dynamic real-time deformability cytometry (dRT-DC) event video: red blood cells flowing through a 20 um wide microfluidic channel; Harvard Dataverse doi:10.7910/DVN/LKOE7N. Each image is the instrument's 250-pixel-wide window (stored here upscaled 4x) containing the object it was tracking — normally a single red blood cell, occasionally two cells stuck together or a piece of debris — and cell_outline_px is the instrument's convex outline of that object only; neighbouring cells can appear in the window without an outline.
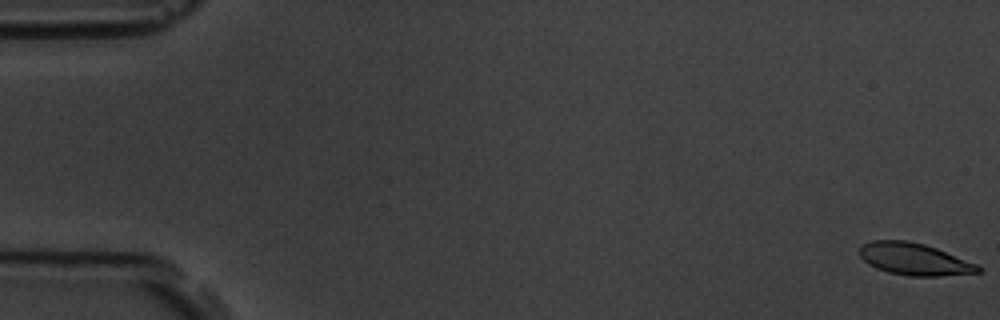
{"species": "common noctule bat (a hibernating species)", "species_latin": "Nyctalus noctula", "temperature_condition": "room temperature", "stored_images_in_passage": 6, "camera_frame_rate_fps": 3000, "um_per_image_px": 0.085, "animal": {"sex": "male", "body_mass_g": 19.5, "forearm_length_mm": 54.6}, "frame": {"image": 1, "passage_image": 1, "time_ms": 0.0, "image_size_px": [1000, 320], "cell_outline_px": [[984, 268], [980, 272], [936, 276], [908, 276], [888, 272], [876, 268], [868, 264], [860, 256], [860, 248], [864, 244], [872, 240], [908, 240], [924, 244], [936, 248], [976, 264]], "centroid_in_image_um": [77.7, 22.02], "position_along_channel_um": 7.3, "area_um2": 21.96}}
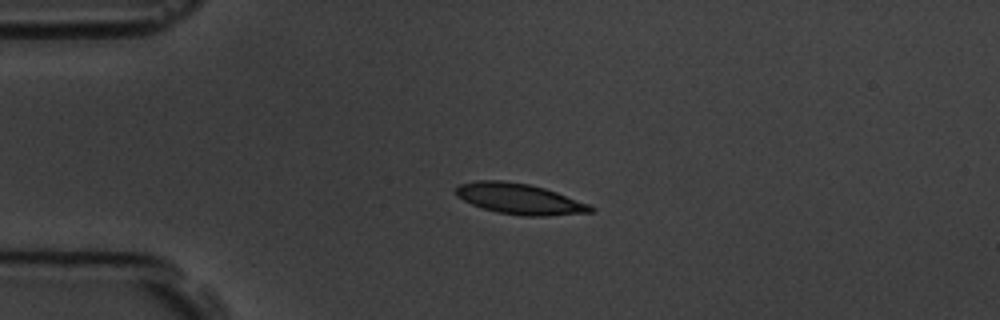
{"frame": {"image": 2, "passage_image": 4, "time_ms": 4.333, "image_size_px": [1000, 320], "cell_outline_px": [[596, 208], [592, 212], [544, 216], [520, 216], [496, 212], [472, 204], [456, 196], [456, 188], [460, 184], [476, 180], [500, 180], [528, 184], [544, 188], [556, 192], [588, 204]], "centroid_in_image_um": [44.14, 16.91], "position_along_channel_um": 40.9, "area_um2": 23.93}}
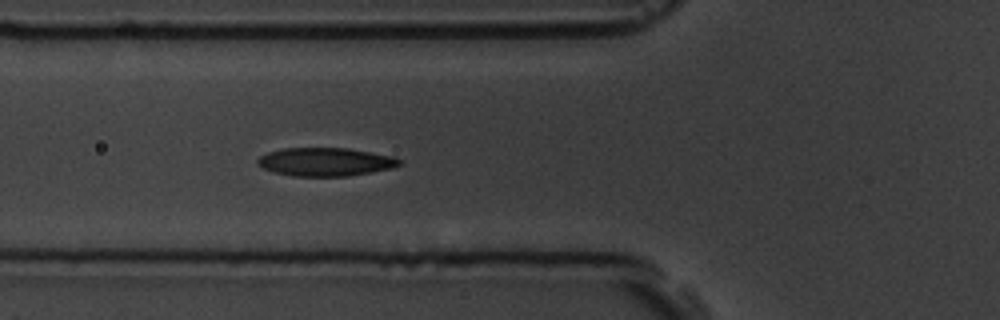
{"frame": {"image": 3, "passage_image": 6, "time_ms": 6.667, "image_size_px": [1000, 320], "cell_outline_px": [[400, 164], [392, 168], [348, 176], [292, 176], [272, 172], [256, 164], [256, 160], [260, 156], [268, 152], [284, 148], [348, 148], [396, 156], [400, 160]], "centroid_in_image_um": [27.65, 13.75], "position_along_channel_um": 98.2, "area_um2": 23.52}}